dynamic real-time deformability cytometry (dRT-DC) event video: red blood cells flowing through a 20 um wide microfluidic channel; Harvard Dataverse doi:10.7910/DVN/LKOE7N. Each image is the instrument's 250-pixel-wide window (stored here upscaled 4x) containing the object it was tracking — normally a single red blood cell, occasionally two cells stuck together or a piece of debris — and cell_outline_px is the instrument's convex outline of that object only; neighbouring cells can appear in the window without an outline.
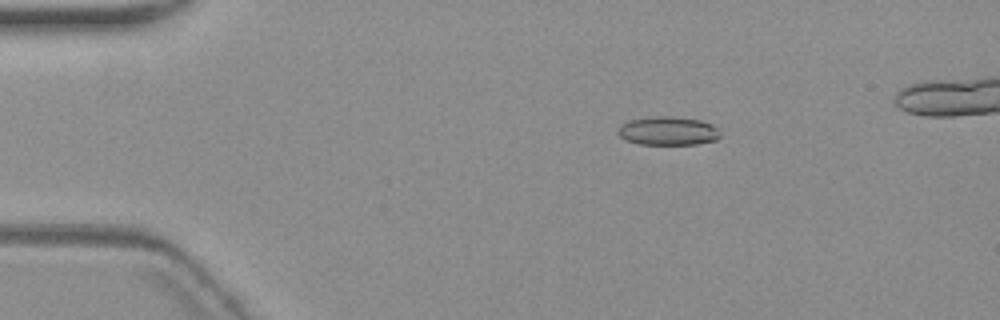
{"species": "common noctule bat (a hibernating species)", "species_latin": "Nyctalus noctula", "temperature_condition": "warm", "stored_images_in_passage": 6, "camera_frame_rate_fps": 3000, "um_per_image_px": 0.085, "animal": {"sex": "female", "body_mass_g": 19.3, "forearm_length_mm": 54.1}, "frame": {"image": 1, "passage_image": 3, "time_ms": 2.333, "image_size_px": [1000, 320], "cell_outline_px": [[720, 136], [716, 140], [696, 144], [640, 144], [628, 140], [620, 136], [616, 132], [628, 120], [648, 116], [664, 116], [700, 120], [712, 124], [716, 128]], "centroid_in_image_um": [56.77, 11.12], "position_along_channel_um": 28.2, "area_um2": 16.82}}